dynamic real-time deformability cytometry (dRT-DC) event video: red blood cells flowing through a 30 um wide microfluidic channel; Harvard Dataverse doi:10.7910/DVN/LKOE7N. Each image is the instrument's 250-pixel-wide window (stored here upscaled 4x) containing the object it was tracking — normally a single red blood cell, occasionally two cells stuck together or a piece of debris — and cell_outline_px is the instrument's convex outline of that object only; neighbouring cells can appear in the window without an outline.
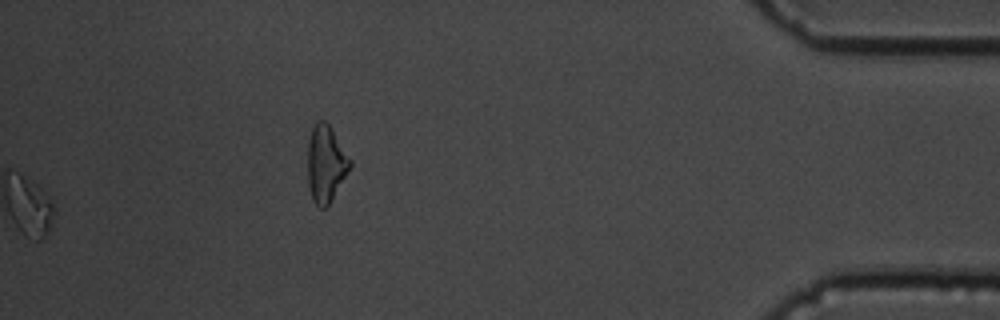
{"species": "common noctule bat (a hibernating species)", "species_latin": "Nyctalus noctula", "temperature_condition": "cold", "stored_images_in_passage": 60, "segment_of_instrument_passage": [3, 3], "camera_frame_rate_fps": 3000, "um_per_image_px": 0.085, "animal": {"sex": "male", "body_mass_g": 19.5, "forearm_length_mm": 54.6}, "frame": {"image": 1, "passage_image": 60, "time_ms": 19.667, "image_size_px": [1000, 320], "cell_outline_px": [[352, 164], [328, 204], [324, 208], [320, 208], [312, 200], [308, 184], [308, 140], [312, 128], [316, 120], [324, 120], [332, 128], [352, 160]], "centroid_in_image_um": [27.68, 13.87], "position_along_channel_um": 407.5, "area_um2": 18.84}}